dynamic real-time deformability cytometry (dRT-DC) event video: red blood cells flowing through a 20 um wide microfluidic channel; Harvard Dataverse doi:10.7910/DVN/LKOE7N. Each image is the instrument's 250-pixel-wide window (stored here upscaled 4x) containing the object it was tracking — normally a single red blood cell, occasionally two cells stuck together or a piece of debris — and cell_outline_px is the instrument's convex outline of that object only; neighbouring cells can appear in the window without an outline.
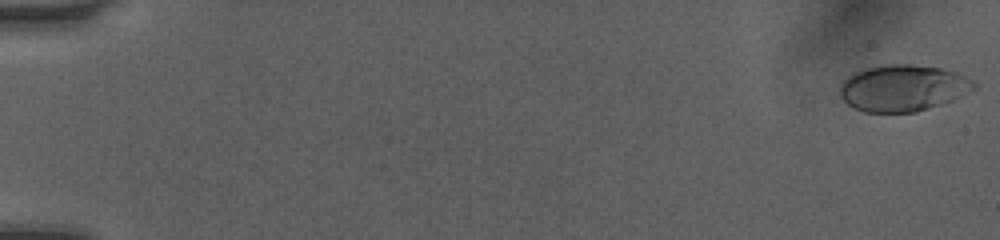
{"species": "human", "species_latin": "Homo sapiens", "temperature_condition": "room temperature", "stored_images_in_passage": 52, "camera_frame_rate_fps": 3000, "um_per_image_px": 0.085, "donor": {"sex": "female"}, "frame": {"image": 1, "passage_image": 1, "time_ms": 0.0, "image_size_px": [1000, 240], "cell_outline_px": [[976, 88], [952, 100], [916, 112], [864, 112], [848, 104], [840, 96], [840, 84], [852, 72], [864, 68], [892, 64], [908, 64], [940, 68], [956, 72], [972, 80], [976, 84]], "centroid_in_image_um": [76.72, 7.48], "position_along_channel_um": 8.3, "area_um2": 36.13}}
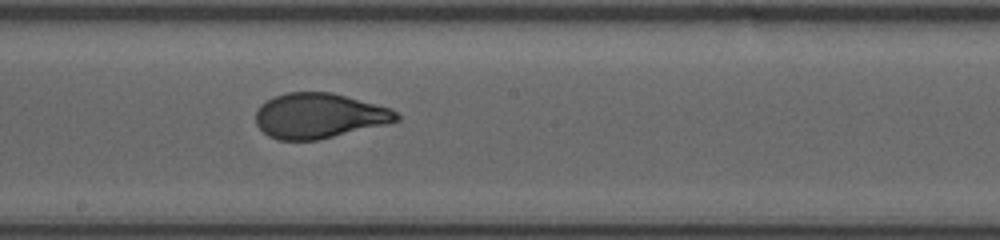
{"frame": {"image": 2, "passage_image": 30, "time_ms": 9.667, "image_size_px": [1000, 240], "cell_outline_px": [[400, 120], [320, 140], [276, 140], [268, 136], [256, 124], [256, 112], [260, 104], [272, 96], [284, 92], [332, 92], [392, 108], [400, 116]], "centroid_in_image_um": [27.1, 9.83], "position_along_channel_um": 221.1, "area_um2": 37.22}}
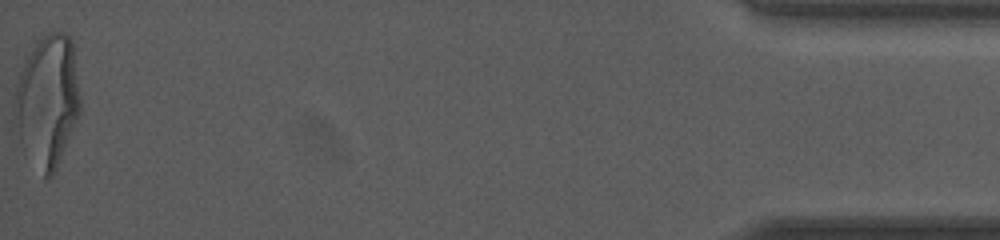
{"frame": {"image": 3, "passage_image": 52, "time_ms": 17.0, "image_size_px": [1000, 240], "cell_outline_px": [[80, 112], [60, 160], [52, 176], [48, 180], [44, 176], [20, 144], [16, 100], [16, 84], [24, 60], [36, 40], [52, 32], [64, 32], [72, 40], [80, 96]], "centroid_in_image_um": [4.07, 8.53], "position_along_channel_um": 431.1, "area_um2": 49.48}, "authors_computed_cell_mechanics": {"area_um2": 37.57, "velocity_mm_per_s": 4.0586, "shape_relaxation_time_tau1_ms": 6.8049, "shape_relaxation_time_tau2_ms": null, "deformation_change_tau1": 0.2526, "deformation_change_tau2": null}}